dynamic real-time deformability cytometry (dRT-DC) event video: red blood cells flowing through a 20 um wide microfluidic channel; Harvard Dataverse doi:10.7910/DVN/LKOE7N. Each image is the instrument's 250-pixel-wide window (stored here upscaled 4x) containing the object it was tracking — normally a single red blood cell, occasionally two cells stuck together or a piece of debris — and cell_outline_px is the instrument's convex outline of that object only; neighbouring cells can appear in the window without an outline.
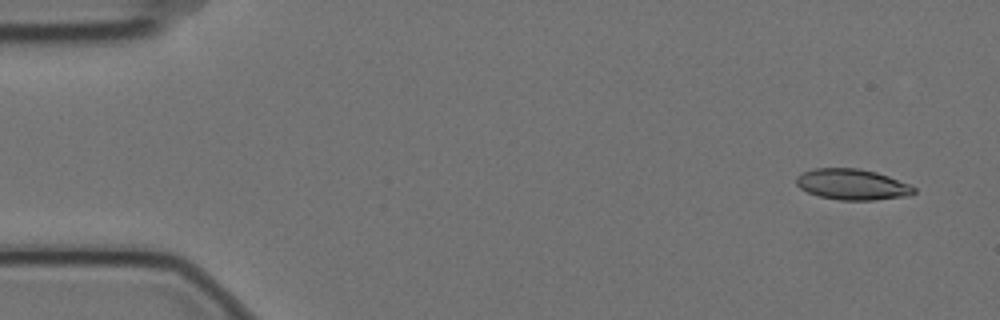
{"species": "Egyptian fruit bat (a non-hibernating species)", "species_latin": "Rousettus aegyptiacus", "temperature_condition": "cold", "stored_images_in_passage": 5, "segment_of_instrument_passage": [1, 2], "camera_frame_rate_fps": 3000, "um_per_image_px": 0.085, "animal": {"sex": "female"}, "frame": {"image": 1, "passage_image": 1, "time_ms": 0.0, "image_size_px": [1000, 320], "cell_outline_px": [[916, 192], [908, 196], [876, 200], [840, 200], [820, 196], [808, 192], [800, 188], [796, 184], [796, 176], [812, 168], [860, 168], [876, 172], [912, 184], [916, 188]], "centroid_in_image_um": [72.48, 15.67], "position_along_channel_um": 12.5, "area_um2": 21.33}}